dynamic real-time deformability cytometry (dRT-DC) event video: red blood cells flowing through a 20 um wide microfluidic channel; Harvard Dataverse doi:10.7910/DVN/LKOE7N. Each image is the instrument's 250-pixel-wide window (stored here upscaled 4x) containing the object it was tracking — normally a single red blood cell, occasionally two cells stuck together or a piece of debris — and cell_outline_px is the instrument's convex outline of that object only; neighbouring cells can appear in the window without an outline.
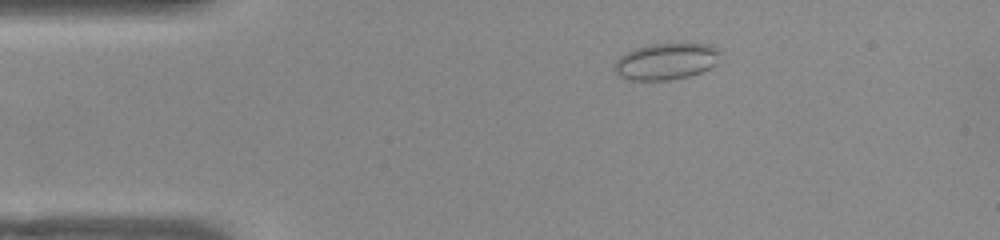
{"species": "common noctule bat (a hibernating species)", "species_latin": "Nyctalus noctula", "temperature_condition": "warm", "stored_images_in_passage": 45, "camera_frame_rate_fps": 3000, "um_per_image_px": 0.085, "animal": {"sex": "female", "body_mass_g": 22.0, "forearm_length_mm": 56.7}, "frame": {"image": 1, "passage_image": 2, "time_ms": 0.333, "image_size_px": [1000, 240], "cell_outline_px": [[720, 52], [716, 64], [700, 72], [688, 76], [668, 80], [628, 80], [620, 76], [612, 68], [616, 60], [620, 56], [636, 48], [648, 44], [708, 44], [720, 48]], "centroid_in_image_um": [56.6, 5.22], "position_along_channel_um": 28.4, "area_um2": 22.43}}
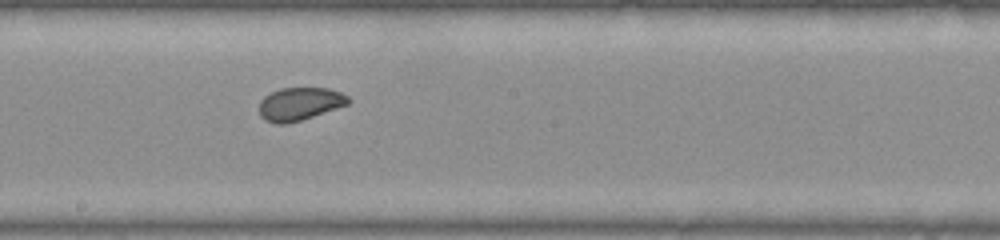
{"frame": {"image": 2, "passage_image": 21, "time_ms": 6.667, "image_size_px": [1000, 240], "cell_outline_px": [[352, 100], [348, 104], [300, 120], [284, 124], [276, 124], [264, 120], [260, 116], [260, 100], [264, 96], [280, 88], [328, 88], [340, 92], [348, 96]], "centroid_in_image_um": [25.46, 8.82], "position_along_channel_um": 222.7, "area_um2": 16.99}}
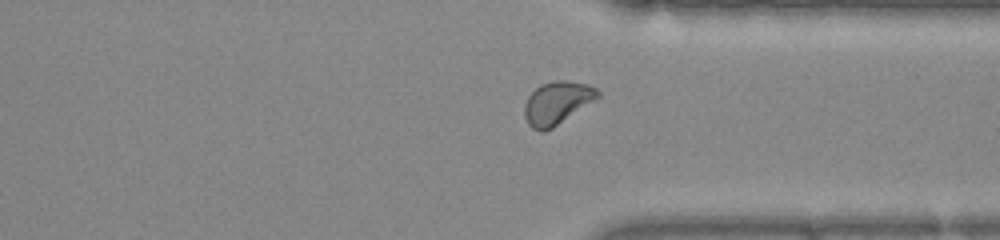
{"frame": {"image": 3, "passage_image": 32, "time_ms": 10.333, "image_size_px": [1000, 240], "cell_outline_px": [[600, 96], [552, 128], [544, 132], [540, 132], [532, 128], [528, 124], [524, 116], [524, 104], [528, 96], [540, 84], [552, 80], [564, 80], [588, 84], [596, 88], [600, 92]], "centroid_in_image_um": [47.32, 8.74], "position_along_channel_um": 364.1, "area_um2": 18.26}, "authors_computed_cell_mechanics": {"area_um2": 18.0914, "velocity_mm_per_s": 3.8656, "shape_relaxation_time_tau1_ms": null, "shape_relaxation_time_tau2_ms": 1.3314, "deformation_change_tau1": null, "deformation_change_tau2": 0.0402}}